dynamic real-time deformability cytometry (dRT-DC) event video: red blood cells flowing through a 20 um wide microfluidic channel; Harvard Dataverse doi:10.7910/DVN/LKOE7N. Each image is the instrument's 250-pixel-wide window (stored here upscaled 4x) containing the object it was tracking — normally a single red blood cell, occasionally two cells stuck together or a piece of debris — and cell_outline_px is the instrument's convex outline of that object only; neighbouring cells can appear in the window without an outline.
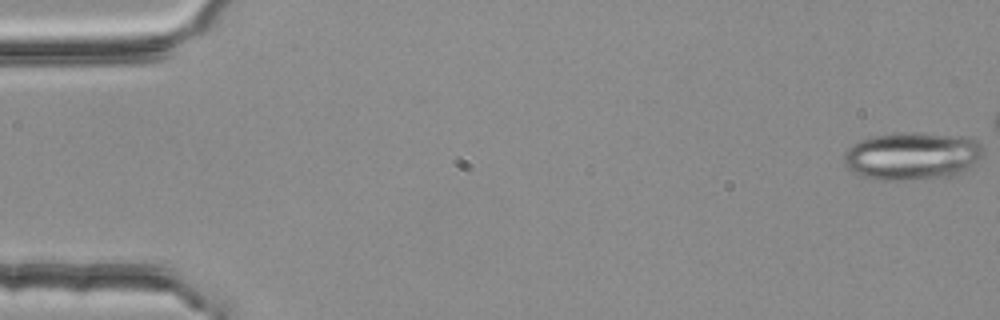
{"species": "common noctule bat (a hibernating species)", "species_latin": "Nyctalus noctula", "temperature_condition": "room temperature", "stored_images_in_passage": 12, "camera_frame_rate_fps": 3000, "um_per_image_px": 0.085, "animal": {"sex": "female", "body_mass_g": 25.1}, "frame": {"image": 1, "passage_image": 1, "time_ms": 0.0, "image_size_px": [1000, 320], "cell_outline_px": [[984, 152], [980, 160], [960, 172], [952, 176], [904, 180], [876, 180], [852, 172], [844, 164], [844, 152], [852, 144], [860, 140], [872, 136], [912, 132], [968, 136], [976, 140], [984, 148]], "centroid_in_image_um": [77.54, 13.25], "position_along_channel_um": 7.5, "area_um2": 38.96}}